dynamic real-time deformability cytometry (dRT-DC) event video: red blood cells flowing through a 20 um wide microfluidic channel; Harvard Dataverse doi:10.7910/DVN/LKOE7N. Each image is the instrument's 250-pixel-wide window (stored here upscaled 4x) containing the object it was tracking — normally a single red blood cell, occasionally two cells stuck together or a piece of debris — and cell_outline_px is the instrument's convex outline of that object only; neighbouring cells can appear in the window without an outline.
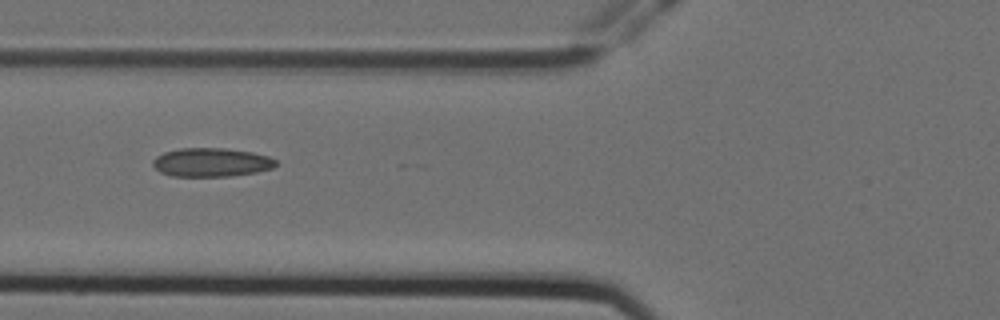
{"species": "Egyptian fruit bat (a non-hibernating species)", "species_latin": "Rousettus aegyptiacus", "temperature_condition": "cold", "stored_images_in_passage": 9, "camera_frame_rate_fps": 3000, "um_per_image_px": 0.085, "animal": {"sex": "female"}, "frame": {"image": 1, "passage_image": 7, "time_ms": 2.0, "image_size_px": [1000, 320], "cell_outline_px": [[276, 164], [272, 168], [256, 172], [232, 176], [172, 176], [160, 172], [152, 164], [152, 160], [156, 156], [164, 152], [180, 148], [224, 148], [252, 152], [268, 156], [276, 160]], "centroid_in_image_um": [17.94, 13.79], "position_along_channel_um": 107.9, "area_um2": 20.58}}
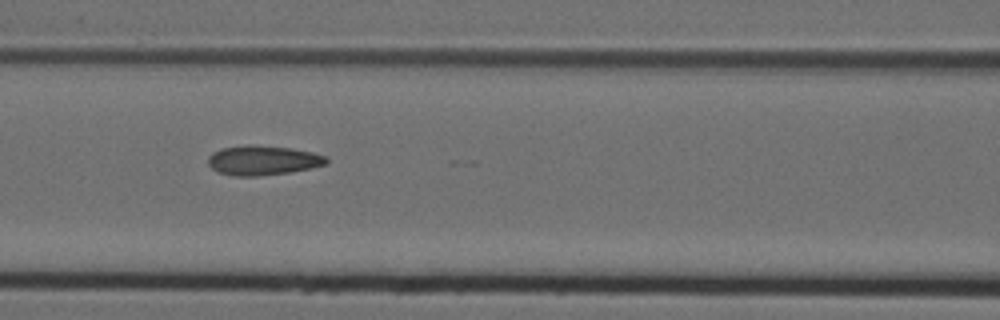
{"frame": {"image": 2, "passage_image": 8, "time_ms": 2.333, "image_size_px": [1000, 320], "cell_outline_px": [[328, 164], [312, 168], [288, 172], [256, 176], [232, 176], [220, 172], [212, 168], [208, 164], [208, 156], [212, 152], [224, 148], [248, 144], [292, 148], [312, 152], [328, 156]], "centroid_in_image_um": [22.37, 13.62], "position_along_channel_um": 144.2, "area_um2": 20.46}}
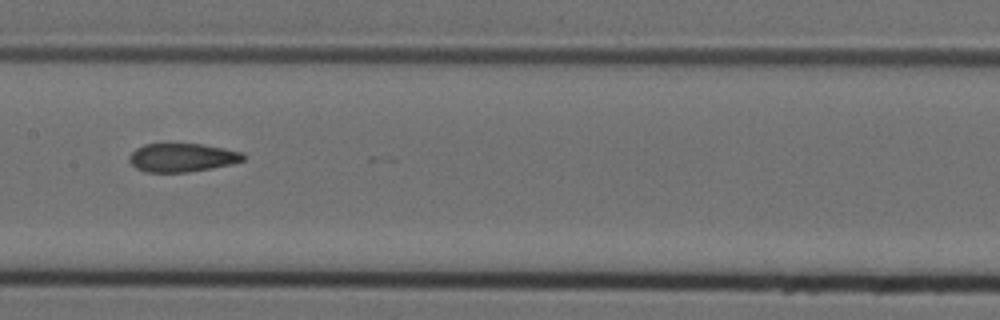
{"frame": {"image": 3, "passage_image": 9, "time_ms": 2.667, "image_size_px": [1000, 320], "cell_outline_px": [[244, 160], [232, 164], [188, 172], [144, 172], [136, 168], [128, 160], [128, 156], [136, 148], [144, 144], [168, 140], [200, 144], [224, 148], [244, 152]], "centroid_in_image_um": [15.43, 13.34], "position_along_channel_um": 192.0, "area_um2": 19.77}}